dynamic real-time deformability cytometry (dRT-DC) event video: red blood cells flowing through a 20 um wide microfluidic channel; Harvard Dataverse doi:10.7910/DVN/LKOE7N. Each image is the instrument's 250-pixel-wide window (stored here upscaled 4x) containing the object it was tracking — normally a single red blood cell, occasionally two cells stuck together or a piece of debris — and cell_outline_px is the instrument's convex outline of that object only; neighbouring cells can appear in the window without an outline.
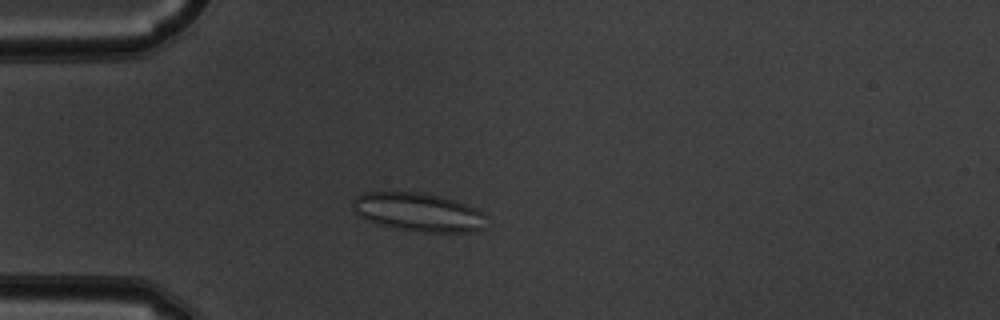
{"species": "common noctule bat (a hibernating species)", "species_latin": "Nyctalus noctula", "temperature_condition": "warm", "stored_images_in_passage": 53, "camera_frame_rate_fps": 3000, "um_per_image_px": 0.085, "animal": {"sex": "male", "body_mass_g": 19.5, "forearm_length_mm": 54.6}, "frame": {"image": 1, "passage_image": 15, "time_ms": 4.667, "image_size_px": [1000, 320], "cell_outline_px": [[484, 228], [476, 232], [420, 232], [396, 228], [376, 224], [352, 212], [352, 200], [356, 196], [364, 192], [420, 192], [440, 196], [456, 200], [484, 212]], "centroid_in_image_um": [35.53, 18.03], "position_along_channel_um": 49.5, "area_um2": 30.29}}
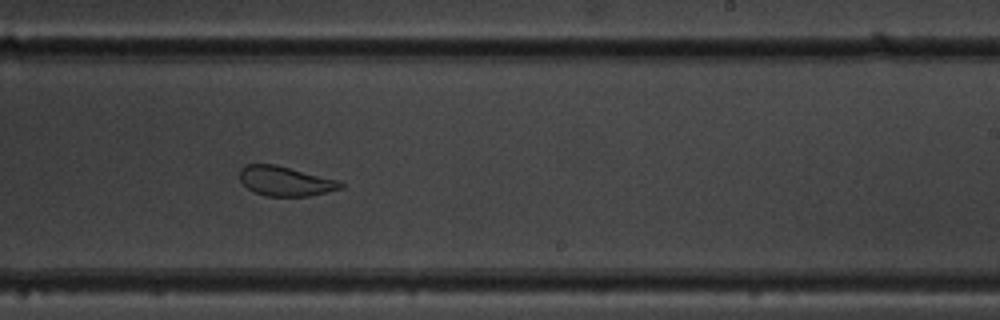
{"frame": {"image": 2, "passage_image": 33, "time_ms": 10.667, "image_size_px": [1000, 320], "cell_outline_px": [[344, 188], [308, 196], [268, 196], [256, 192], [248, 188], [240, 180], [240, 168], [244, 164], [276, 164], [340, 180], [344, 184]], "centroid_in_image_um": [24.29, 15.38], "position_along_channel_um": 264.7, "area_um2": 17.51}}
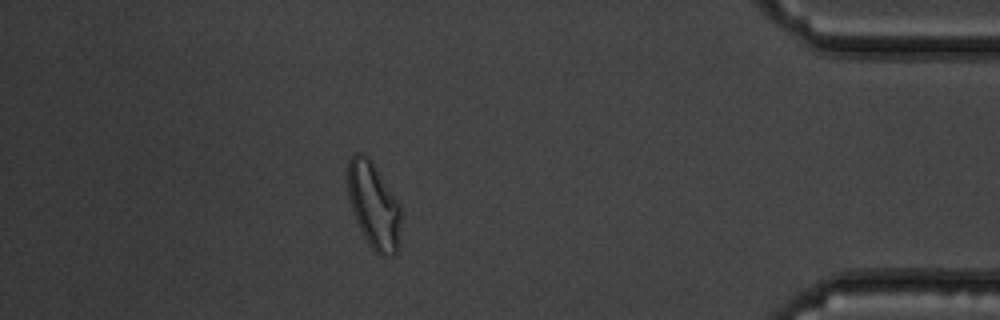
{"frame": {"image": 3, "passage_image": 47, "time_ms": 15.333, "image_size_px": [1000, 320], "cell_outline_px": [[400, 244], [396, 252], [392, 256], [380, 256], [368, 244], [360, 228], [352, 208], [348, 196], [348, 160], [356, 152], [360, 152], [368, 156], [372, 160], [400, 204]], "centroid_in_image_um": [31.78, 17.46], "position_along_channel_um": 403.4, "area_um2": 26.76}, "authors_computed_cell_mechanics": {"area_um2": 25.3742, "velocity_mm_per_s": 3.8359, "shape_relaxation_time_tau1_ms": null, "shape_relaxation_time_tau2_ms": 0.7243, "deformation_change_tau1": null, "deformation_change_tau2": 0.063}}